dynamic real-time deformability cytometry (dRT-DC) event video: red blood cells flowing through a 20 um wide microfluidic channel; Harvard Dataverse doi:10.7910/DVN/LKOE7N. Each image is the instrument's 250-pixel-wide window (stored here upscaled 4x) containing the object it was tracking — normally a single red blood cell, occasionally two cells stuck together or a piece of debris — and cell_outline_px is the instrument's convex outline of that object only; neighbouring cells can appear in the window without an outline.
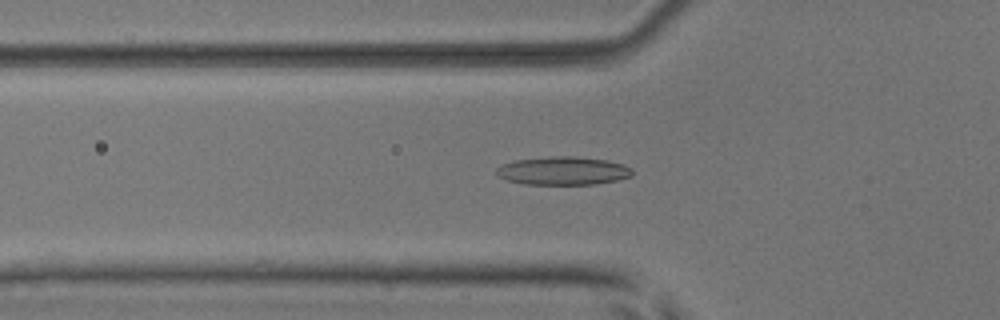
{"species": "common noctule bat (a hibernating species)", "species_latin": "Nyctalus noctula", "temperature_condition": "room temperature", "stored_images_in_passage": 53, "camera_frame_rate_fps": 3000, "um_per_image_px": 0.085, "animal": {"sex": "male", "body_mass_g": 17.9, "forearm_length_mm": 54.2}, "frame": {"image": 1, "passage_image": 19, "time_ms": 6.0, "image_size_px": [1000, 320], "cell_outline_px": [[632, 176], [616, 180], [596, 184], [524, 184], [508, 180], [500, 176], [496, 172], [496, 168], [504, 164], [516, 160], [552, 156], [576, 156], [608, 160], [624, 164], [632, 168]], "centroid_in_image_um": [47.91, 14.51], "position_along_channel_um": 77.9, "area_um2": 22.31}}
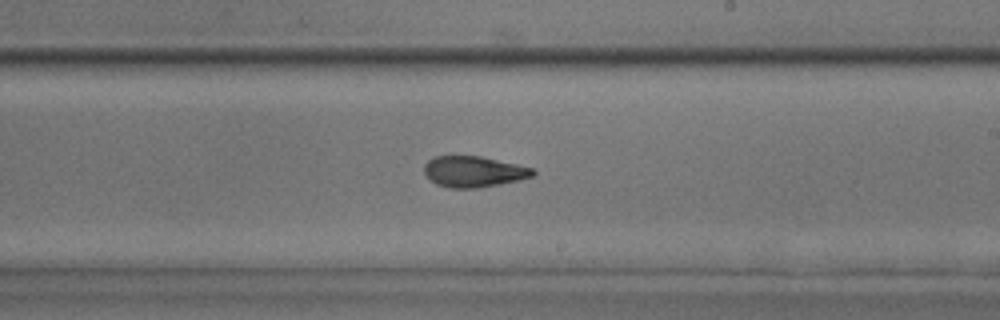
{"frame": {"image": 2, "passage_image": 32, "time_ms": 10.333, "image_size_px": [1000, 320], "cell_outline_px": [[536, 172], [532, 176], [520, 180], [480, 188], [448, 188], [436, 184], [424, 172], [424, 164], [432, 156], [480, 156], [536, 168]], "centroid_in_image_um": [40.28, 14.59], "position_along_channel_um": 248.7, "area_um2": 19.77}}
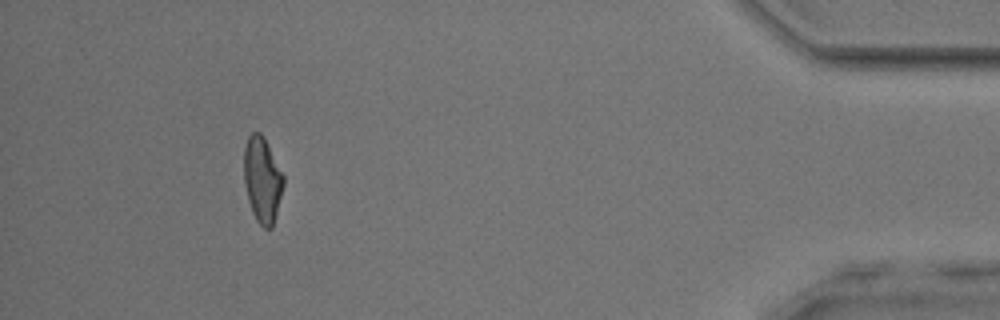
{"frame": {"image": 3, "passage_image": 49, "time_ms": 16.0, "image_size_px": [1000, 320], "cell_outline_px": [[284, 184], [272, 228], [264, 228], [256, 220], [252, 212], [248, 200], [244, 180], [244, 148], [248, 136], [252, 132], [260, 132], [264, 136], [284, 176]], "centroid_in_image_um": [22.29, 15.26], "position_along_channel_um": 412.9, "area_um2": 19.65}, "authors_computed_cell_mechanics": {"area_um2": 20.1144, "velocity_mm_per_s": 3.9509, "shape_relaxation_time_tau1_ms": 6.7397, "shape_relaxation_time_tau2_ms": 1.0059, "deformation_change_tau1": 0.1986, "deformation_change_tau2": 0.0835}}